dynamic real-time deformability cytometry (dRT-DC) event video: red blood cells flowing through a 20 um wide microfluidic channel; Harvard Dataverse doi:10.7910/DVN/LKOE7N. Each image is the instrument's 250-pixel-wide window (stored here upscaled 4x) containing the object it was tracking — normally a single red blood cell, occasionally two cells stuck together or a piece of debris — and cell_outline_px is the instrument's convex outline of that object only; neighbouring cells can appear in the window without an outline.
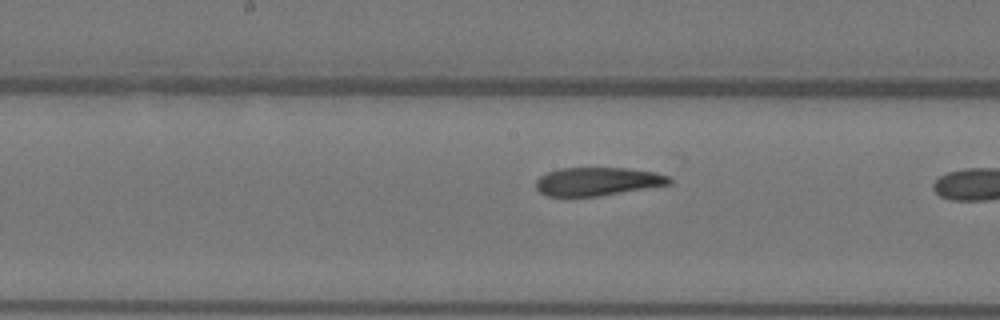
{"species": "Egyptian fruit bat (a non-hibernating species)", "species_latin": "Rousettus aegyptiacus", "temperature_condition": "warm", "stored_images_in_passage": 10, "segment_of_instrument_passage": [2, 2], "camera_frame_rate_fps": 3000, "um_per_image_px": 0.085, "animal": {"sex": "female"}, "frame": {"image": 1, "passage_image": 10, "time_ms": 3.0, "image_size_px": [1000, 320], "cell_outline_px": [[672, 184], [596, 196], [548, 196], [540, 192], [536, 188], [536, 180], [540, 176], [548, 172], [560, 168], [624, 168], [656, 172], [672, 176]], "centroid_in_image_um": [50.82, 15.41], "position_along_channel_um": 197.4, "area_um2": 21.96}}